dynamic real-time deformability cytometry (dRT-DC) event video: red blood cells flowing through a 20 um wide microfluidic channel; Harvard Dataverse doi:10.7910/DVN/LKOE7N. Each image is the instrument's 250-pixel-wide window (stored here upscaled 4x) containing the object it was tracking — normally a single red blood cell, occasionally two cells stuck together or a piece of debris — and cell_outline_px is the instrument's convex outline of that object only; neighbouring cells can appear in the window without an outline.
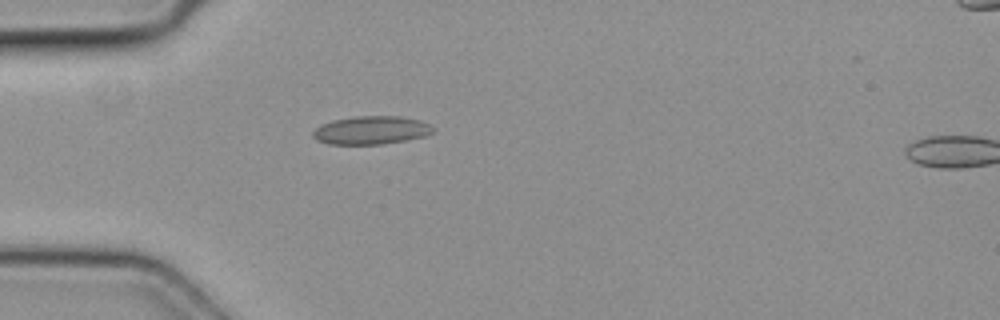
{"species": "common noctule bat (a hibernating species)", "species_latin": "Nyctalus noctula", "temperature_condition": "cold", "stored_images_in_passage": 3, "camera_frame_rate_fps": 3000, "um_per_image_px": 0.085, "animal": {"sex": "female", "body_mass_g": 19.3, "forearm_length_mm": 54.1}, "frame": {"image": 1, "passage_image": 3, "time_ms": 0.667, "image_size_px": [1000, 320], "cell_outline_px": [[436, 132], [424, 136], [408, 140], [384, 144], [328, 144], [316, 140], [312, 136], [312, 132], [320, 124], [332, 120], [352, 116], [400, 116], [420, 120], [436, 128]], "centroid_in_image_um": [31.56, 11.06], "position_along_channel_um": 53.4, "area_um2": 20.11}}